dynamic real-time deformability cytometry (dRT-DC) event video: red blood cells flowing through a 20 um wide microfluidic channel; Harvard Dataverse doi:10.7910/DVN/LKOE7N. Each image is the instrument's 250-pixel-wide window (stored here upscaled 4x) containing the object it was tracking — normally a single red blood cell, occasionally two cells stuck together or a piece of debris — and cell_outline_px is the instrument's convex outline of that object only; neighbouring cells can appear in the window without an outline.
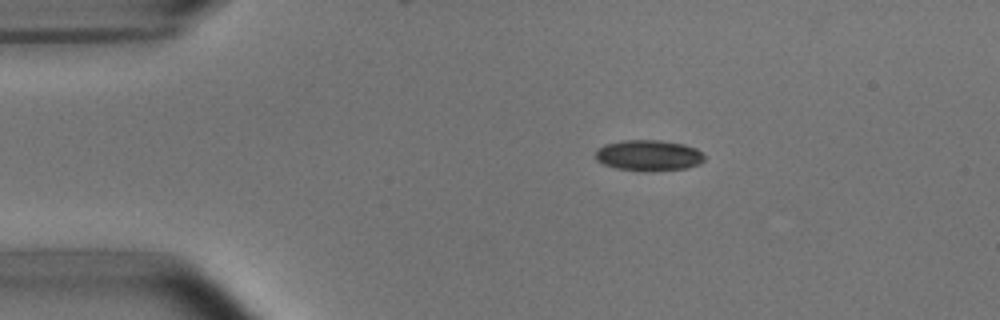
{"species": "common noctule bat (a hibernating species)", "species_latin": "Nyctalus noctula", "temperature_condition": "room temperature", "stored_images_in_passage": 14, "camera_frame_rate_fps": 3000, "um_per_image_px": 0.085, "animal": {"sex": "male", "body_mass_g": 15.6}, "frame": {"image": 1, "passage_image": 2, "time_ms": 2.0, "image_size_px": [1000, 320], "cell_outline_px": [[704, 160], [700, 164], [688, 168], [652, 172], [644, 172], [616, 168], [604, 164], [596, 160], [596, 148], [604, 144], [624, 140], [660, 140], [684, 144], [696, 148], [704, 156]], "centroid_in_image_um": [55.13, 13.22], "position_along_channel_um": 29.9, "area_um2": 19.94}}
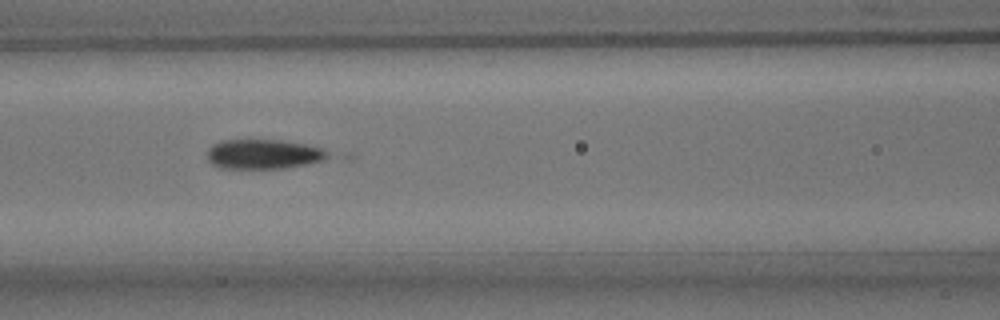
{"frame": {"image": 2, "passage_image": 6, "time_ms": 6.333, "image_size_px": [1000, 320], "cell_outline_px": [[328, 156], [320, 160], [304, 164], [280, 168], [220, 168], [212, 164], [208, 160], [208, 148], [212, 144], [220, 140], [280, 140], [304, 144], [320, 148]], "centroid_in_image_um": [22.28, 13.09], "position_along_channel_um": 144.3, "area_um2": 20.35}}
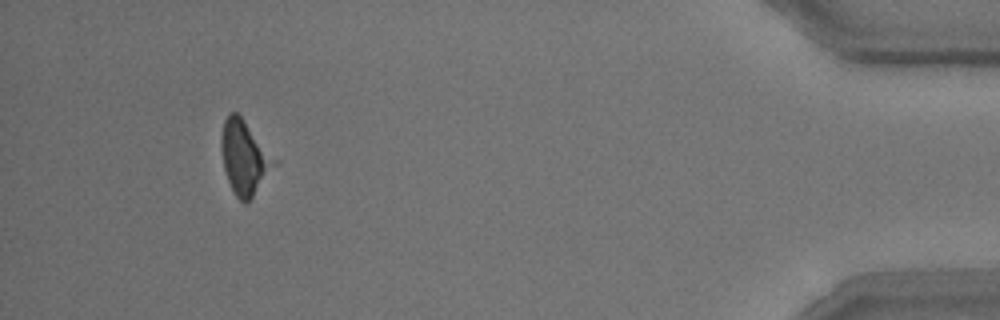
{"frame": {"image": 3, "passage_image": 13, "time_ms": 15.333, "image_size_px": [1000, 320], "cell_outline_px": [[280, 160], [252, 196], [244, 204], [236, 196], [228, 180], [224, 168], [220, 148], [220, 136], [224, 120], [228, 112], [236, 112], [240, 116]], "centroid_in_image_um": [20.79, 13.34], "position_along_channel_um": 414.4, "area_um2": 22.89}, "authors_computed_cell_mechanics": {"area_um2": 20.3745, "velocity_mm_per_s": 3.7386, "shape_relaxation_time_tau1_ms": 6.6472, "shape_relaxation_time_tau2_ms": null, "deformation_change_tau1": 0.2795, "deformation_change_tau2": null}}